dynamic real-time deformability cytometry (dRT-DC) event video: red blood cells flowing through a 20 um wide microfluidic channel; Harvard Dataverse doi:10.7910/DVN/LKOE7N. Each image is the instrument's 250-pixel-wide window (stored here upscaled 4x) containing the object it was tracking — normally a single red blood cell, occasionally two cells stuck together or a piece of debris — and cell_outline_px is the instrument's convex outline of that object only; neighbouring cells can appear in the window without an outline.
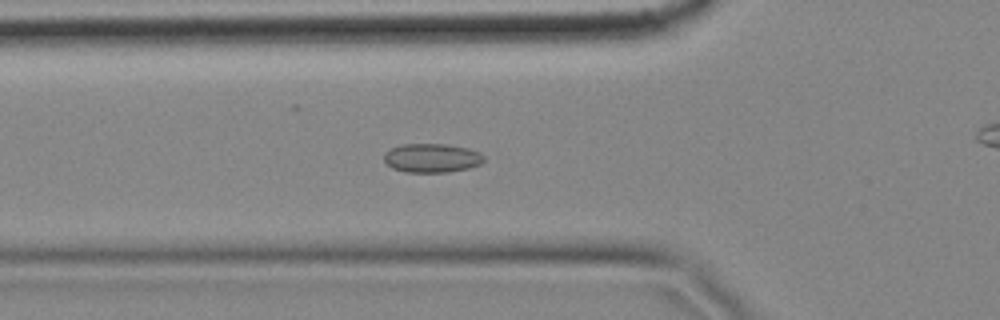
{"species": "common noctule bat (a hibernating species)", "species_latin": "Nyctalus noctula", "temperature_condition": "cold", "stored_images_in_passage": 40, "camera_frame_rate_fps": 3000, "um_per_image_px": 0.085, "animal": {"sex": "female", "body_mass_g": 18.4}, "frame": {"image": 1, "passage_image": 13, "time_ms": 4.0, "image_size_px": [1000, 320], "cell_outline_px": [[484, 160], [480, 164], [468, 168], [448, 172], [408, 172], [392, 168], [384, 160], [384, 152], [400, 144], [448, 144], [468, 148], [480, 152], [484, 156]], "centroid_in_image_um": [36.71, 13.42], "position_along_channel_um": 89.1, "area_um2": 16.88}}
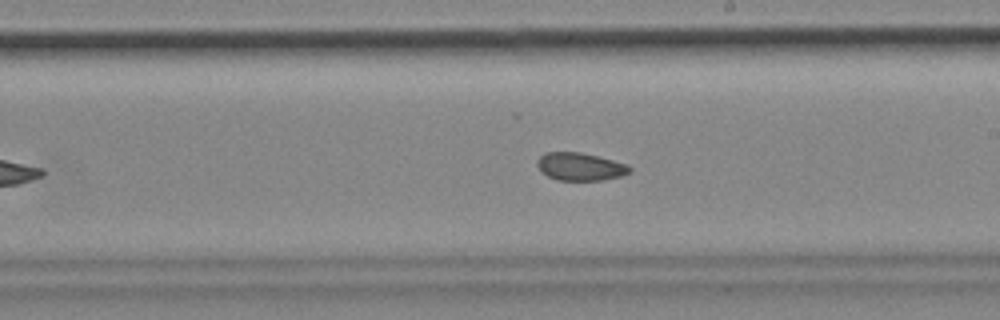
{"frame": {"image": 2, "passage_image": 26, "time_ms": 8.333, "image_size_px": [1000, 320], "cell_outline_px": [[632, 172], [620, 176], [600, 180], [556, 180], [540, 172], [536, 164], [536, 160], [544, 152], [580, 152], [628, 164], [632, 168]], "centroid_in_image_um": [49.28, 14.16], "position_along_channel_um": 239.7, "area_um2": 15.09}}
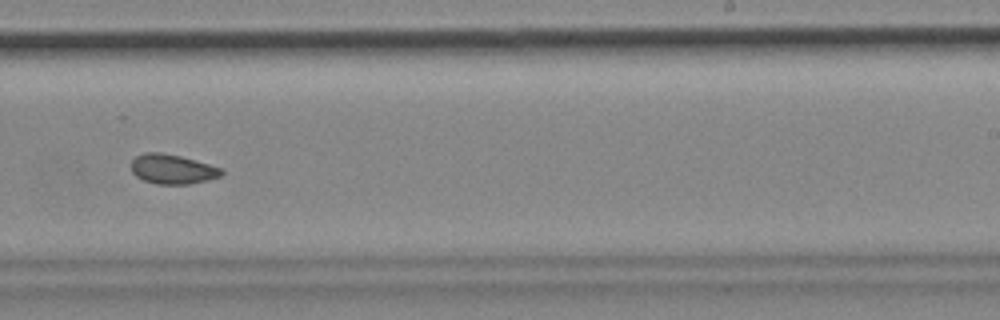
{"frame": {"image": 3, "passage_image": 29, "time_ms": 9.333, "image_size_px": [1000, 320], "cell_outline_px": [[224, 172], [220, 176], [208, 180], [188, 184], [156, 184], [144, 180], [136, 176], [132, 172], [132, 160], [136, 156], [144, 152], [160, 152], [180, 156], [224, 168]], "centroid_in_image_um": [14.67, 14.37], "position_along_channel_um": 274.3, "area_um2": 15.61}, "authors_computed_cell_mechanics": {"area_um2": 15.7505, "velocity_mm_per_s": 3.4831, "shape_relaxation_time_tau1_ms": null, "shape_relaxation_time_tau2_ms": 4.784, "deformation_change_tau1": null, "deformation_change_tau2": 0.0791}}